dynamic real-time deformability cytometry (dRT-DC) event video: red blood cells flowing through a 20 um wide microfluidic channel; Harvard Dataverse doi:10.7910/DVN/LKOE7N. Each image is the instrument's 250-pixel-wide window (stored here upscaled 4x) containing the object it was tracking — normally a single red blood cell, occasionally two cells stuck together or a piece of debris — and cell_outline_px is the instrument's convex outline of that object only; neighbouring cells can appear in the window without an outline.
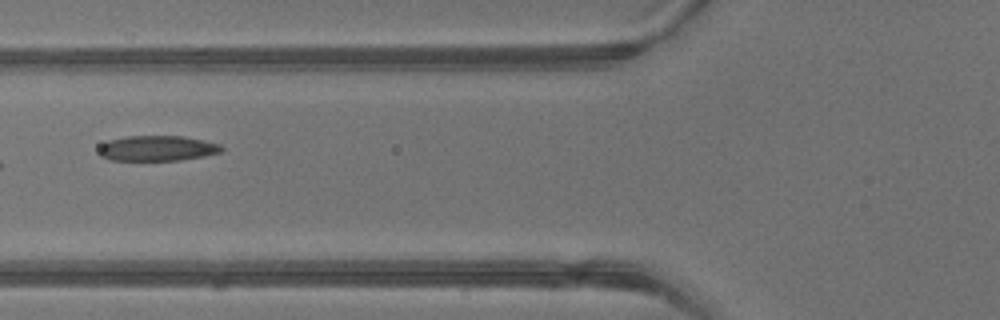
{"species": "common noctule bat (a hibernating species)", "species_latin": "Nyctalus noctula", "temperature_condition": "warm", "stored_images_in_passage": 2, "camera_frame_rate_fps": 3000, "um_per_image_px": 0.085, "animal": {"sex": "male", "body_mass_g": 13.3}, "frame": {"image": 1, "passage_image": 2, "time_ms": 0.333, "image_size_px": [1000, 320], "cell_outline_px": [[224, 148], [220, 152], [204, 156], [180, 160], [108, 160], [100, 156], [100, 144], [108, 140], [128, 136], [184, 136], [220, 144]], "centroid_in_image_um": [13.35, 12.6], "position_along_channel_um": 112.4, "area_um2": 18.09}}